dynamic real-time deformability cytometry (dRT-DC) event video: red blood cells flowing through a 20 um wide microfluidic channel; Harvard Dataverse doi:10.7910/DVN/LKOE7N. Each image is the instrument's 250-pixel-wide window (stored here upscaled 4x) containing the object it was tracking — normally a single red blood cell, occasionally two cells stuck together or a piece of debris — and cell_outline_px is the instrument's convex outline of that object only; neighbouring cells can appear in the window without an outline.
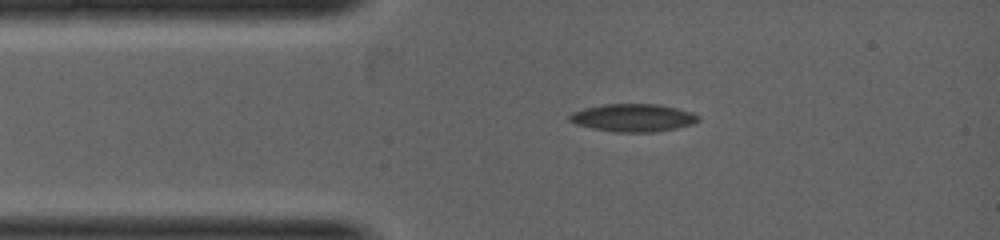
{"species": "common noctule bat (a hibernating species)", "species_latin": "Nyctalus noctula", "temperature_condition": "warm", "stored_images_in_passage": 19, "camera_frame_rate_fps": 5000, "um_per_image_px": 0.085, "animal": {"sex": "female", "body_mass_g": 19.0, "forearm_length_mm": 53.3}, "frame": {"image": 1, "passage_image": 5, "time_ms": 1.0, "image_size_px": [1000, 240], "cell_outline_px": [[700, 120], [692, 124], [676, 128], [656, 132], [616, 132], [592, 128], [576, 124], [568, 120], [568, 116], [572, 112], [584, 108], [604, 104], [660, 104], [692, 112], [700, 116]], "centroid_in_image_um": [53.82, 10.01], "position_along_channel_um": 31.2, "area_um2": 20.92}}
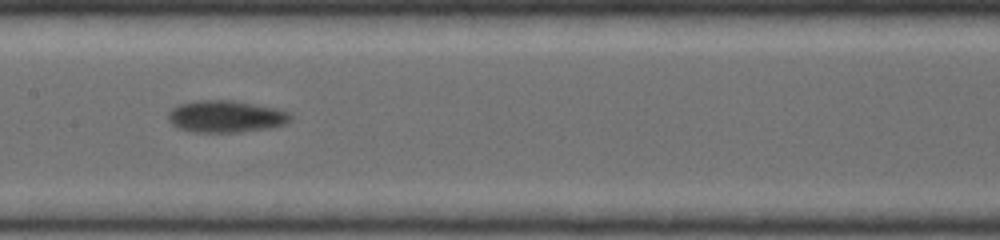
{"frame": {"image": 2, "passage_image": 13, "time_ms": 3.2, "image_size_px": [1000, 240], "cell_outline_px": [[296, 116], [292, 120], [284, 124], [268, 128], [240, 132], [192, 132], [180, 128], [172, 124], [168, 120], [168, 112], [172, 108], [180, 104], [196, 100], [236, 100], [276, 108], [292, 112]], "centroid_in_image_um": [19.25, 9.89], "position_along_channel_um": 188.1, "area_um2": 23.12}}
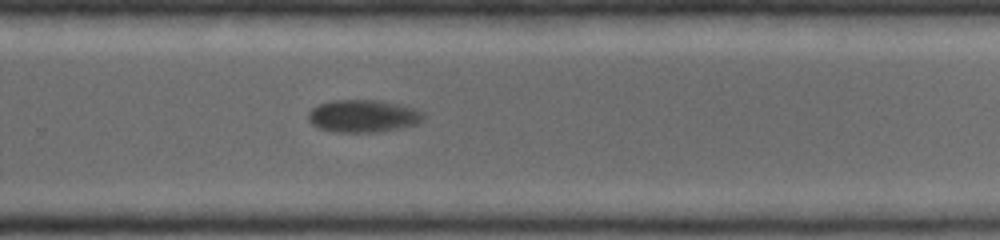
{"frame": {"image": 3, "passage_image": 19, "time_ms": 4.6, "image_size_px": [1000, 240], "cell_outline_px": [[424, 120], [416, 124], [404, 128], [376, 132], [336, 132], [320, 128], [312, 124], [308, 120], [308, 112], [312, 108], [320, 104], [332, 100], [376, 100], [400, 104], [424, 112]], "centroid_in_image_um": [30.89, 9.87], "position_along_channel_um": 298.9, "area_um2": 21.91}}